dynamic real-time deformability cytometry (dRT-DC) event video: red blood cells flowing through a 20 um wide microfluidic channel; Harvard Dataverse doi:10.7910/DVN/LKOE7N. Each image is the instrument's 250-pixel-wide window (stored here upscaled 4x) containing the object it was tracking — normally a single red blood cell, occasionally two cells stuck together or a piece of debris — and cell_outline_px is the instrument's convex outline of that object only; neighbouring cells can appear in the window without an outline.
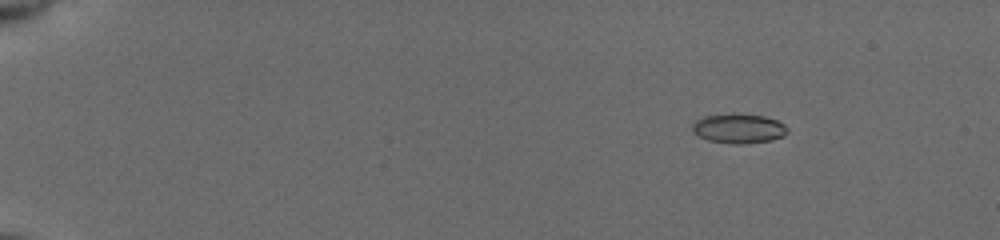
{"species": "common noctule bat (a hibernating species)", "species_latin": "Nyctalus noctula", "temperature_condition": "cold", "stored_images_in_passage": 69, "camera_frame_rate_fps": 3000, "um_per_image_px": 0.085, "animal": {"sex": "female", "body_mass_g": 19.5, "forearm_length_mm": 54.1}, "frame": {"image": 1, "passage_image": 11, "time_ms": 2.333, "image_size_px": [1000, 240], "cell_outline_px": [[788, 132], [784, 136], [772, 140], [744, 144], [732, 144], [708, 140], [692, 132], [692, 124], [696, 120], [704, 116], [732, 112], [764, 116], [776, 120], [784, 124], [788, 128]], "centroid_in_image_um": [62.79, 10.91], "position_along_channel_um": 22.2, "area_um2": 16.7}}
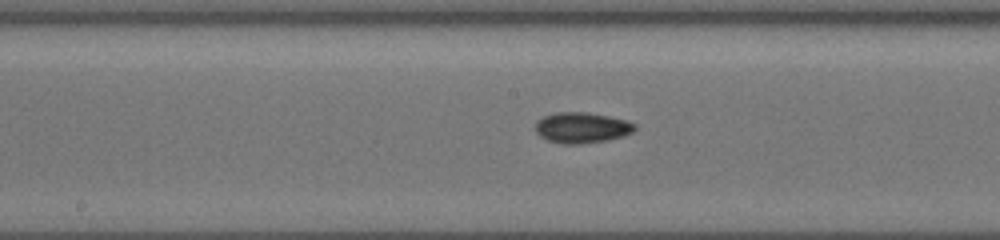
{"frame": {"image": 2, "passage_image": 36, "time_ms": 10.0, "image_size_px": [1000, 240], "cell_outline_px": [[636, 128], [632, 132], [624, 136], [608, 140], [580, 144], [564, 144], [548, 140], [540, 136], [536, 132], [536, 120], [544, 116], [556, 112], [588, 112], [628, 120], [636, 124]], "centroid_in_image_um": [49.47, 10.85], "position_along_channel_um": 198.7, "area_um2": 17.92}}
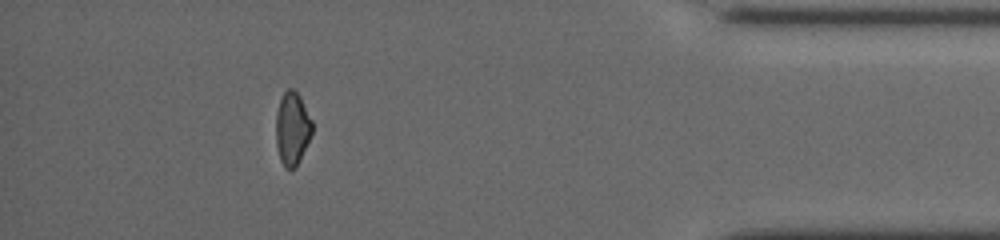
{"frame": {"image": 3, "passage_image": 59, "time_ms": 16.333, "image_size_px": [1000, 240], "cell_outline_px": [[312, 132], [296, 168], [284, 168], [280, 160], [276, 144], [276, 112], [280, 100], [284, 92], [288, 88], [292, 88], [300, 96], [312, 120]], "centroid_in_image_um": [24.83, 10.92], "position_along_channel_um": 410.4, "area_um2": 15.37}, "authors_computed_cell_mechanics": {"area_um2": 15.6638, "velocity_mm_per_s": 3.9373, "shape_relaxation_time_tau1_ms": 3.2147, "shape_relaxation_time_tau2_ms": 5.0555, "deformation_change_tau1": 0.1153, "deformation_change_tau2": 0.0924}}